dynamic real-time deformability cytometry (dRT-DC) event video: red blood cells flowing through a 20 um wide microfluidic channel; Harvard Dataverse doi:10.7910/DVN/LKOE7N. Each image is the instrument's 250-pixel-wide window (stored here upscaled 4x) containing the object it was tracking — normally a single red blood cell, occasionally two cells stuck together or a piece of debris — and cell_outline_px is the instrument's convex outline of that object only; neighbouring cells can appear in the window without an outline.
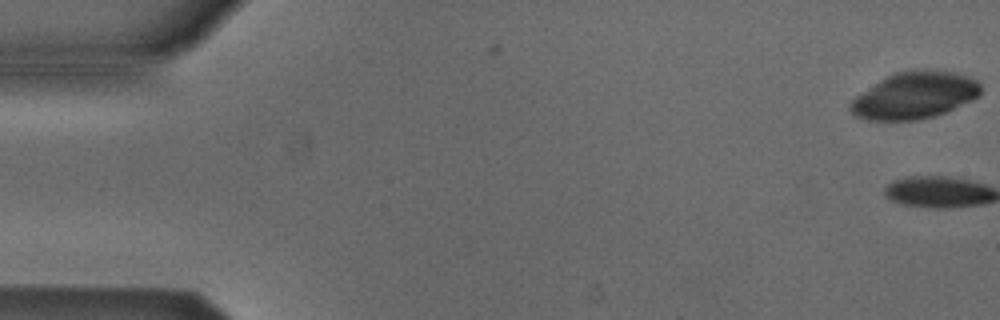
{"species": "Egyptian fruit bat (a non-hibernating species)", "species_latin": "Rousettus aegyptiacus", "temperature_condition": "cold", "stored_images_in_passage": 2, "camera_frame_rate_fps": 3000, "um_per_image_px": 0.085, "animal": {"sex": "male"}, "frame": {"image": 1, "passage_image": 1, "time_ms": 0.0, "image_size_px": [1000, 320], "cell_outline_px": [[980, 96], [972, 100], [944, 112], [932, 116], [916, 120], [868, 120], [852, 116], [848, 108], [848, 104], [856, 96], [888, 76], [896, 72], [916, 68], [920, 68], [952, 72], [976, 80], [980, 84]], "centroid_in_image_um": [77.7, 8.11], "position_along_channel_um": 7.3, "area_um2": 35.37}}